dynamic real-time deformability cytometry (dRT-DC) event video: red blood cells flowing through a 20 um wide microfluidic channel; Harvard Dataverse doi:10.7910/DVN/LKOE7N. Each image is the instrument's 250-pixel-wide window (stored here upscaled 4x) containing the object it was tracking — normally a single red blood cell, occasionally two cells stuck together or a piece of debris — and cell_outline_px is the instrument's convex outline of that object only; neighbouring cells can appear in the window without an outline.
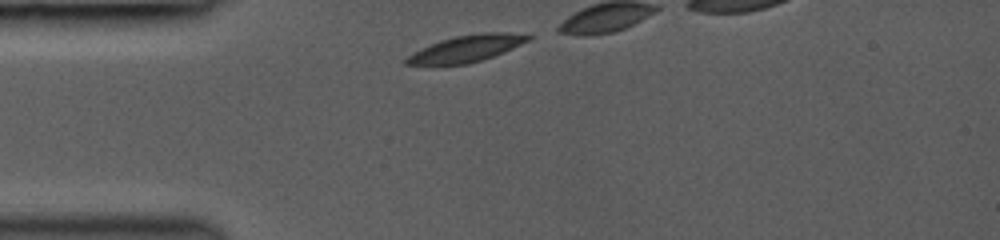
{"species": "common noctule bat (a hibernating species)", "species_latin": "Nyctalus noctula", "temperature_condition": "room temperature", "stored_images_in_passage": 6, "camera_frame_rate_fps": 3000, "um_per_image_px": 0.085, "animal": {"sex": "female", "body_mass_g": 19.0, "forearm_length_mm": 53.3}, "frame": {"image": 1, "passage_image": 1, "time_ms": 0.0, "image_size_px": [1000, 240], "cell_outline_px": [[536, 36], [512, 48], [492, 56], [468, 64], [404, 64], [404, 60], [408, 56], [440, 40], [456, 36], [480, 32], [532, 32]], "centroid_in_image_um": [39.79, 4.08], "position_along_channel_um": 45.2, "area_um2": 18.73}}
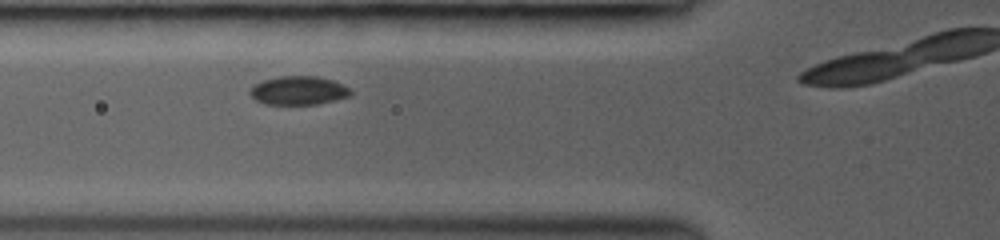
{"frame": {"image": 2, "passage_image": 4, "time_ms": 2.667, "image_size_px": [1000, 240], "cell_outline_px": [[352, 96], [336, 100], [316, 104], [264, 104], [256, 100], [248, 92], [252, 84], [264, 80], [280, 76], [316, 76], [332, 80], [348, 88], [352, 92]], "centroid_in_image_um": [25.35, 7.69], "position_along_channel_um": 100.5, "area_um2": 16.82}}